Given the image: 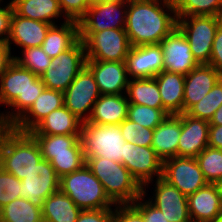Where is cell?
Segmentation results:
<instances>
[{"label": "cell", "mask_w": 222, "mask_h": 222, "mask_svg": "<svg viewBox=\"0 0 222 222\" xmlns=\"http://www.w3.org/2000/svg\"><path fill=\"white\" fill-rule=\"evenodd\" d=\"M176 27L173 0H128L125 32L131 46L159 44Z\"/></svg>", "instance_id": "cell-1"}, {"label": "cell", "mask_w": 222, "mask_h": 222, "mask_svg": "<svg viewBox=\"0 0 222 222\" xmlns=\"http://www.w3.org/2000/svg\"><path fill=\"white\" fill-rule=\"evenodd\" d=\"M45 85L40 76L13 61L0 76V126L12 127L33 105Z\"/></svg>", "instance_id": "cell-2"}, {"label": "cell", "mask_w": 222, "mask_h": 222, "mask_svg": "<svg viewBox=\"0 0 222 222\" xmlns=\"http://www.w3.org/2000/svg\"><path fill=\"white\" fill-rule=\"evenodd\" d=\"M40 146L30 133L0 126V167L19 180L42 159Z\"/></svg>", "instance_id": "cell-3"}, {"label": "cell", "mask_w": 222, "mask_h": 222, "mask_svg": "<svg viewBox=\"0 0 222 222\" xmlns=\"http://www.w3.org/2000/svg\"><path fill=\"white\" fill-rule=\"evenodd\" d=\"M86 165L115 205L133 204L143 194V187L122 163L103 157H86Z\"/></svg>", "instance_id": "cell-4"}, {"label": "cell", "mask_w": 222, "mask_h": 222, "mask_svg": "<svg viewBox=\"0 0 222 222\" xmlns=\"http://www.w3.org/2000/svg\"><path fill=\"white\" fill-rule=\"evenodd\" d=\"M59 189L81 210L115 207V204L106 195L100 180L86 164L72 173L63 175L59 181Z\"/></svg>", "instance_id": "cell-5"}, {"label": "cell", "mask_w": 222, "mask_h": 222, "mask_svg": "<svg viewBox=\"0 0 222 222\" xmlns=\"http://www.w3.org/2000/svg\"><path fill=\"white\" fill-rule=\"evenodd\" d=\"M80 140L85 157H103L124 165L125 140L119 124L83 122Z\"/></svg>", "instance_id": "cell-6"}, {"label": "cell", "mask_w": 222, "mask_h": 222, "mask_svg": "<svg viewBox=\"0 0 222 222\" xmlns=\"http://www.w3.org/2000/svg\"><path fill=\"white\" fill-rule=\"evenodd\" d=\"M86 60L85 44L79 38L69 49L52 58L47 70L40 75L45 88L66 91L86 66Z\"/></svg>", "instance_id": "cell-7"}, {"label": "cell", "mask_w": 222, "mask_h": 222, "mask_svg": "<svg viewBox=\"0 0 222 222\" xmlns=\"http://www.w3.org/2000/svg\"><path fill=\"white\" fill-rule=\"evenodd\" d=\"M222 22L218 16H185L177 18V28L186 37L199 64H209L214 36Z\"/></svg>", "instance_id": "cell-8"}, {"label": "cell", "mask_w": 222, "mask_h": 222, "mask_svg": "<svg viewBox=\"0 0 222 222\" xmlns=\"http://www.w3.org/2000/svg\"><path fill=\"white\" fill-rule=\"evenodd\" d=\"M79 38L85 44L87 60L122 62L132 47L125 29L79 32Z\"/></svg>", "instance_id": "cell-9"}, {"label": "cell", "mask_w": 222, "mask_h": 222, "mask_svg": "<svg viewBox=\"0 0 222 222\" xmlns=\"http://www.w3.org/2000/svg\"><path fill=\"white\" fill-rule=\"evenodd\" d=\"M98 85L91 71L85 66L74 81L63 92L64 106L81 121L85 122L91 116L94 103L100 97Z\"/></svg>", "instance_id": "cell-10"}, {"label": "cell", "mask_w": 222, "mask_h": 222, "mask_svg": "<svg viewBox=\"0 0 222 222\" xmlns=\"http://www.w3.org/2000/svg\"><path fill=\"white\" fill-rule=\"evenodd\" d=\"M162 178L187 197L208 183L196 159L191 157L176 156L164 160Z\"/></svg>", "instance_id": "cell-11"}, {"label": "cell", "mask_w": 222, "mask_h": 222, "mask_svg": "<svg viewBox=\"0 0 222 222\" xmlns=\"http://www.w3.org/2000/svg\"><path fill=\"white\" fill-rule=\"evenodd\" d=\"M128 0H113L91 5L79 21V32L125 29Z\"/></svg>", "instance_id": "cell-12"}, {"label": "cell", "mask_w": 222, "mask_h": 222, "mask_svg": "<svg viewBox=\"0 0 222 222\" xmlns=\"http://www.w3.org/2000/svg\"><path fill=\"white\" fill-rule=\"evenodd\" d=\"M155 182V184L153 183ZM151 184V185H150ZM154 184V185H153ZM154 186L152 197L148 200L163 213L168 222H192L189 214L187 196L182 194L176 187L169 184L162 177L146 183L143 190L148 186Z\"/></svg>", "instance_id": "cell-13"}, {"label": "cell", "mask_w": 222, "mask_h": 222, "mask_svg": "<svg viewBox=\"0 0 222 222\" xmlns=\"http://www.w3.org/2000/svg\"><path fill=\"white\" fill-rule=\"evenodd\" d=\"M59 181L51 163L42 158L21 180V198L43 208L44 200L59 190Z\"/></svg>", "instance_id": "cell-14"}, {"label": "cell", "mask_w": 222, "mask_h": 222, "mask_svg": "<svg viewBox=\"0 0 222 222\" xmlns=\"http://www.w3.org/2000/svg\"><path fill=\"white\" fill-rule=\"evenodd\" d=\"M124 166L142 187L155 178L162 177L163 161L151 146L125 142Z\"/></svg>", "instance_id": "cell-15"}, {"label": "cell", "mask_w": 222, "mask_h": 222, "mask_svg": "<svg viewBox=\"0 0 222 222\" xmlns=\"http://www.w3.org/2000/svg\"><path fill=\"white\" fill-rule=\"evenodd\" d=\"M163 52V70L187 75L199 63L194 58L184 34L176 27L160 43Z\"/></svg>", "instance_id": "cell-16"}, {"label": "cell", "mask_w": 222, "mask_h": 222, "mask_svg": "<svg viewBox=\"0 0 222 222\" xmlns=\"http://www.w3.org/2000/svg\"><path fill=\"white\" fill-rule=\"evenodd\" d=\"M163 59L160 44L132 46L125 60L128 78L157 76L163 71Z\"/></svg>", "instance_id": "cell-17"}, {"label": "cell", "mask_w": 222, "mask_h": 222, "mask_svg": "<svg viewBox=\"0 0 222 222\" xmlns=\"http://www.w3.org/2000/svg\"><path fill=\"white\" fill-rule=\"evenodd\" d=\"M101 95H119L127 91L128 75L125 61L86 60Z\"/></svg>", "instance_id": "cell-18"}, {"label": "cell", "mask_w": 222, "mask_h": 222, "mask_svg": "<svg viewBox=\"0 0 222 222\" xmlns=\"http://www.w3.org/2000/svg\"><path fill=\"white\" fill-rule=\"evenodd\" d=\"M209 121L181 114L177 156L196 158L208 146Z\"/></svg>", "instance_id": "cell-19"}, {"label": "cell", "mask_w": 222, "mask_h": 222, "mask_svg": "<svg viewBox=\"0 0 222 222\" xmlns=\"http://www.w3.org/2000/svg\"><path fill=\"white\" fill-rule=\"evenodd\" d=\"M52 24L21 17L13 12L11 17L10 35L8 45L18 48L39 47L46 38V34Z\"/></svg>", "instance_id": "cell-20"}, {"label": "cell", "mask_w": 222, "mask_h": 222, "mask_svg": "<svg viewBox=\"0 0 222 222\" xmlns=\"http://www.w3.org/2000/svg\"><path fill=\"white\" fill-rule=\"evenodd\" d=\"M187 199L192 222H214L222 212V199L215 183H207Z\"/></svg>", "instance_id": "cell-21"}, {"label": "cell", "mask_w": 222, "mask_h": 222, "mask_svg": "<svg viewBox=\"0 0 222 222\" xmlns=\"http://www.w3.org/2000/svg\"><path fill=\"white\" fill-rule=\"evenodd\" d=\"M221 77L209 64H199L185 75L183 113L199 102Z\"/></svg>", "instance_id": "cell-22"}, {"label": "cell", "mask_w": 222, "mask_h": 222, "mask_svg": "<svg viewBox=\"0 0 222 222\" xmlns=\"http://www.w3.org/2000/svg\"><path fill=\"white\" fill-rule=\"evenodd\" d=\"M63 92L44 88L30 109L12 126L19 132H31L48 114L64 106Z\"/></svg>", "instance_id": "cell-23"}, {"label": "cell", "mask_w": 222, "mask_h": 222, "mask_svg": "<svg viewBox=\"0 0 222 222\" xmlns=\"http://www.w3.org/2000/svg\"><path fill=\"white\" fill-rule=\"evenodd\" d=\"M180 134L181 114L168 115L154 129L151 147L162 161L177 156Z\"/></svg>", "instance_id": "cell-24"}, {"label": "cell", "mask_w": 222, "mask_h": 222, "mask_svg": "<svg viewBox=\"0 0 222 222\" xmlns=\"http://www.w3.org/2000/svg\"><path fill=\"white\" fill-rule=\"evenodd\" d=\"M154 78L158 84L164 111L168 115L182 114L185 75L163 70Z\"/></svg>", "instance_id": "cell-25"}, {"label": "cell", "mask_w": 222, "mask_h": 222, "mask_svg": "<svg viewBox=\"0 0 222 222\" xmlns=\"http://www.w3.org/2000/svg\"><path fill=\"white\" fill-rule=\"evenodd\" d=\"M129 101L126 93L100 95L87 122L101 125L120 124L127 118Z\"/></svg>", "instance_id": "cell-26"}, {"label": "cell", "mask_w": 222, "mask_h": 222, "mask_svg": "<svg viewBox=\"0 0 222 222\" xmlns=\"http://www.w3.org/2000/svg\"><path fill=\"white\" fill-rule=\"evenodd\" d=\"M83 121L62 106L48 114L31 132V135H80Z\"/></svg>", "instance_id": "cell-27"}, {"label": "cell", "mask_w": 222, "mask_h": 222, "mask_svg": "<svg viewBox=\"0 0 222 222\" xmlns=\"http://www.w3.org/2000/svg\"><path fill=\"white\" fill-rule=\"evenodd\" d=\"M10 2L14 12L21 17L47 22L52 25L57 24L60 20H63V22L68 20L62 12L58 0H11ZM55 19L58 21H55Z\"/></svg>", "instance_id": "cell-28"}, {"label": "cell", "mask_w": 222, "mask_h": 222, "mask_svg": "<svg viewBox=\"0 0 222 222\" xmlns=\"http://www.w3.org/2000/svg\"><path fill=\"white\" fill-rule=\"evenodd\" d=\"M79 39V22L67 20L52 25L41 47L50 57H57L69 49Z\"/></svg>", "instance_id": "cell-29"}, {"label": "cell", "mask_w": 222, "mask_h": 222, "mask_svg": "<svg viewBox=\"0 0 222 222\" xmlns=\"http://www.w3.org/2000/svg\"><path fill=\"white\" fill-rule=\"evenodd\" d=\"M82 210L60 189L44 200L43 222H76Z\"/></svg>", "instance_id": "cell-30"}, {"label": "cell", "mask_w": 222, "mask_h": 222, "mask_svg": "<svg viewBox=\"0 0 222 222\" xmlns=\"http://www.w3.org/2000/svg\"><path fill=\"white\" fill-rule=\"evenodd\" d=\"M126 96L129 104L164 109L158 84L154 77L129 79Z\"/></svg>", "instance_id": "cell-31"}, {"label": "cell", "mask_w": 222, "mask_h": 222, "mask_svg": "<svg viewBox=\"0 0 222 222\" xmlns=\"http://www.w3.org/2000/svg\"><path fill=\"white\" fill-rule=\"evenodd\" d=\"M42 157L51 163L59 178L82 168L86 164L80 139L70 148V153L42 154Z\"/></svg>", "instance_id": "cell-32"}, {"label": "cell", "mask_w": 222, "mask_h": 222, "mask_svg": "<svg viewBox=\"0 0 222 222\" xmlns=\"http://www.w3.org/2000/svg\"><path fill=\"white\" fill-rule=\"evenodd\" d=\"M0 222H43L42 208L18 198L0 209Z\"/></svg>", "instance_id": "cell-33"}, {"label": "cell", "mask_w": 222, "mask_h": 222, "mask_svg": "<svg viewBox=\"0 0 222 222\" xmlns=\"http://www.w3.org/2000/svg\"><path fill=\"white\" fill-rule=\"evenodd\" d=\"M177 18L185 16L222 17V0H173Z\"/></svg>", "instance_id": "cell-34"}, {"label": "cell", "mask_w": 222, "mask_h": 222, "mask_svg": "<svg viewBox=\"0 0 222 222\" xmlns=\"http://www.w3.org/2000/svg\"><path fill=\"white\" fill-rule=\"evenodd\" d=\"M222 105V77L213 88L185 113L191 117L210 121L215 111Z\"/></svg>", "instance_id": "cell-35"}, {"label": "cell", "mask_w": 222, "mask_h": 222, "mask_svg": "<svg viewBox=\"0 0 222 222\" xmlns=\"http://www.w3.org/2000/svg\"><path fill=\"white\" fill-rule=\"evenodd\" d=\"M195 159L208 183L222 179V150L207 146Z\"/></svg>", "instance_id": "cell-36"}, {"label": "cell", "mask_w": 222, "mask_h": 222, "mask_svg": "<svg viewBox=\"0 0 222 222\" xmlns=\"http://www.w3.org/2000/svg\"><path fill=\"white\" fill-rule=\"evenodd\" d=\"M21 53V56H14V61L19 66L30 70L38 76L42 75V73L47 70L52 60V58L44 52L41 46L24 48Z\"/></svg>", "instance_id": "cell-37"}, {"label": "cell", "mask_w": 222, "mask_h": 222, "mask_svg": "<svg viewBox=\"0 0 222 222\" xmlns=\"http://www.w3.org/2000/svg\"><path fill=\"white\" fill-rule=\"evenodd\" d=\"M167 116L164 109L137 104L128 106L127 119L149 129H155Z\"/></svg>", "instance_id": "cell-38"}, {"label": "cell", "mask_w": 222, "mask_h": 222, "mask_svg": "<svg viewBox=\"0 0 222 222\" xmlns=\"http://www.w3.org/2000/svg\"><path fill=\"white\" fill-rule=\"evenodd\" d=\"M38 142L42 154L70 153V148L80 135H32Z\"/></svg>", "instance_id": "cell-39"}, {"label": "cell", "mask_w": 222, "mask_h": 222, "mask_svg": "<svg viewBox=\"0 0 222 222\" xmlns=\"http://www.w3.org/2000/svg\"><path fill=\"white\" fill-rule=\"evenodd\" d=\"M119 125L125 142H133L135 145L143 147L152 146L154 129L143 127L127 118Z\"/></svg>", "instance_id": "cell-40"}, {"label": "cell", "mask_w": 222, "mask_h": 222, "mask_svg": "<svg viewBox=\"0 0 222 222\" xmlns=\"http://www.w3.org/2000/svg\"><path fill=\"white\" fill-rule=\"evenodd\" d=\"M21 180L0 167V209L11 201L21 198Z\"/></svg>", "instance_id": "cell-41"}, {"label": "cell", "mask_w": 222, "mask_h": 222, "mask_svg": "<svg viewBox=\"0 0 222 222\" xmlns=\"http://www.w3.org/2000/svg\"><path fill=\"white\" fill-rule=\"evenodd\" d=\"M147 190L133 203V205L142 213L145 222H168L160 209L156 208L149 200ZM147 197V199H146Z\"/></svg>", "instance_id": "cell-42"}, {"label": "cell", "mask_w": 222, "mask_h": 222, "mask_svg": "<svg viewBox=\"0 0 222 222\" xmlns=\"http://www.w3.org/2000/svg\"><path fill=\"white\" fill-rule=\"evenodd\" d=\"M64 16L68 20L79 22L90 7L88 0H58Z\"/></svg>", "instance_id": "cell-43"}, {"label": "cell", "mask_w": 222, "mask_h": 222, "mask_svg": "<svg viewBox=\"0 0 222 222\" xmlns=\"http://www.w3.org/2000/svg\"><path fill=\"white\" fill-rule=\"evenodd\" d=\"M112 222H145V220L133 204H117L113 208Z\"/></svg>", "instance_id": "cell-44"}, {"label": "cell", "mask_w": 222, "mask_h": 222, "mask_svg": "<svg viewBox=\"0 0 222 222\" xmlns=\"http://www.w3.org/2000/svg\"><path fill=\"white\" fill-rule=\"evenodd\" d=\"M3 2L4 0H0V42H7L10 35L11 17L14 9L10 0L6 5L2 6Z\"/></svg>", "instance_id": "cell-45"}, {"label": "cell", "mask_w": 222, "mask_h": 222, "mask_svg": "<svg viewBox=\"0 0 222 222\" xmlns=\"http://www.w3.org/2000/svg\"><path fill=\"white\" fill-rule=\"evenodd\" d=\"M113 208L82 210L76 222H112Z\"/></svg>", "instance_id": "cell-46"}, {"label": "cell", "mask_w": 222, "mask_h": 222, "mask_svg": "<svg viewBox=\"0 0 222 222\" xmlns=\"http://www.w3.org/2000/svg\"><path fill=\"white\" fill-rule=\"evenodd\" d=\"M209 65L222 75V22L214 36Z\"/></svg>", "instance_id": "cell-47"}, {"label": "cell", "mask_w": 222, "mask_h": 222, "mask_svg": "<svg viewBox=\"0 0 222 222\" xmlns=\"http://www.w3.org/2000/svg\"><path fill=\"white\" fill-rule=\"evenodd\" d=\"M12 48L7 42H0V76L5 72L7 67L14 61ZM12 55V56H11Z\"/></svg>", "instance_id": "cell-48"}, {"label": "cell", "mask_w": 222, "mask_h": 222, "mask_svg": "<svg viewBox=\"0 0 222 222\" xmlns=\"http://www.w3.org/2000/svg\"><path fill=\"white\" fill-rule=\"evenodd\" d=\"M208 146L222 150V125L209 126Z\"/></svg>", "instance_id": "cell-49"}, {"label": "cell", "mask_w": 222, "mask_h": 222, "mask_svg": "<svg viewBox=\"0 0 222 222\" xmlns=\"http://www.w3.org/2000/svg\"><path fill=\"white\" fill-rule=\"evenodd\" d=\"M210 125L220 126L222 125V105L215 111L212 118L209 121Z\"/></svg>", "instance_id": "cell-50"}, {"label": "cell", "mask_w": 222, "mask_h": 222, "mask_svg": "<svg viewBox=\"0 0 222 222\" xmlns=\"http://www.w3.org/2000/svg\"><path fill=\"white\" fill-rule=\"evenodd\" d=\"M106 1H113V0H88L89 5L101 3V2H106Z\"/></svg>", "instance_id": "cell-51"}, {"label": "cell", "mask_w": 222, "mask_h": 222, "mask_svg": "<svg viewBox=\"0 0 222 222\" xmlns=\"http://www.w3.org/2000/svg\"><path fill=\"white\" fill-rule=\"evenodd\" d=\"M222 199V179L216 183Z\"/></svg>", "instance_id": "cell-52"}, {"label": "cell", "mask_w": 222, "mask_h": 222, "mask_svg": "<svg viewBox=\"0 0 222 222\" xmlns=\"http://www.w3.org/2000/svg\"><path fill=\"white\" fill-rule=\"evenodd\" d=\"M214 222H222V212Z\"/></svg>", "instance_id": "cell-53"}]
</instances>
